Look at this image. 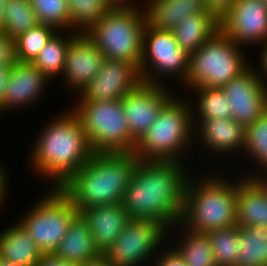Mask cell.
Masks as SVG:
<instances>
[{"instance_id": "8", "label": "cell", "mask_w": 267, "mask_h": 266, "mask_svg": "<svg viewBox=\"0 0 267 266\" xmlns=\"http://www.w3.org/2000/svg\"><path fill=\"white\" fill-rule=\"evenodd\" d=\"M241 50V45L219 30L190 55L186 87L222 88L250 66Z\"/></svg>"}, {"instance_id": "41", "label": "cell", "mask_w": 267, "mask_h": 266, "mask_svg": "<svg viewBox=\"0 0 267 266\" xmlns=\"http://www.w3.org/2000/svg\"><path fill=\"white\" fill-rule=\"evenodd\" d=\"M264 47L262 48L263 50H262V55H261V61H260V63L259 64H261L260 66V69L262 70H258L256 73H257V75H258V77L262 80V82H263V84H266V86H267V82H265V79L264 78H267V42L266 43H264V44H262ZM261 74V75H260ZM262 74H264V75H266V76H264L263 75V77H261L262 76Z\"/></svg>"}, {"instance_id": "38", "label": "cell", "mask_w": 267, "mask_h": 266, "mask_svg": "<svg viewBox=\"0 0 267 266\" xmlns=\"http://www.w3.org/2000/svg\"><path fill=\"white\" fill-rule=\"evenodd\" d=\"M34 266H77V264L57 258L53 254H43L42 258Z\"/></svg>"}, {"instance_id": "13", "label": "cell", "mask_w": 267, "mask_h": 266, "mask_svg": "<svg viewBox=\"0 0 267 266\" xmlns=\"http://www.w3.org/2000/svg\"><path fill=\"white\" fill-rule=\"evenodd\" d=\"M256 71L248 67L222 87L229 99L231 118L244 127L267 111V86Z\"/></svg>"}, {"instance_id": "21", "label": "cell", "mask_w": 267, "mask_h": 266, "mask_svg": "<svg viewBox=\"0 0 267 266\" xmlns=\"http://www.w3.org/2000/svg\"><path fill=\"white\" fill-rule=\"evenodd\" d=\"M52 254L78 265L96 259L102 253L97 248L87 223L78 215Z\"/></svg>"}, {"instance_id": "28", "label": "cell", "mask_w": 267, "mask_h": 266, "mask_svg": "<svg viewBox=\"0 0 267 266\" xmlns=\"http://www.w3.org/2000/svg\"><path fill=\"white\" fill-rule=\"evenodd\" d=\"M212 243L216 266H236L239 260L241 242L238 226L212 230L206 233Z\"/></svg>"}, {"instance_id": "44", "label": "cell", "mask_w": 267, "mask_h": 266, "mask_svg": "<svg viewBox=\"0 0 267 266\" xmlns=\"http://www.w3.org/2000/svg\"><path fill=\"white\" fill-rule=\"evenodd\" d=\"M5 4H6V0H0V32H2V29H3Z\"/></svg>"}, {"instance_id": "37", "label": "cell", "mask_w": 267, "mask_h": 266, "mask_svg": "<svg viewBox=\"0 0 267 266\" xmlns=\"http://www.w3.org/2000/svg\"><path fill=\"white\" fill-rule=\"evenodd\" d=\"M205 8L220 19L235 0H203Z\"/></svg>"}, {"instance_id": "14", "label": "cell", "mask_w": 267, "mask_h": 266, "mask_svg": "<svg viewBox=\"0 0 267 266\" xmlns=\"http://www.w3.org/2000/svg\"><path fill=\"white\" fill-rule=\"evenodd\" d=\"M219 24L224 34L243 47L267 42V6L260 0H235Z\"/></svg>"}, {"instance_id": "18", "label": "cell", "mask_w": 267, "mask_h": 266, "mask_svg": "<svg viewBox=\"0 0 267 266\" xmlns=\"http://www.w3.org/2000/svg\"><path fill=\"white\" fill-rule=\"evenodd\" d=\"M79 215L87 223L102 254L115 242L130 220L122 203L84 208Z\"/></svg>"}, {"instance_id": "25", "label": "cell", "mask_w": 267, "mask_h": 266, "mask_svg": "<svg viewBox=\"0 0 267 266\" xmlns=\"http://www.w3.org/2000/svg\"><path fill=\"white\" fill-rule=\"evenodd\" d=\"M241 245L236 266H267V226H238Z\"/></svg>"}, {"instance_id": "3", "label": "cell", "mask_w": 267, "mask_h": 266, "mask_svg": "<svg viewBox=\"0 0 267 266\" xmlns=\"http://www.w3.org/2000/svg\"><path fill=\"white\" fill-rule=\"evenodd\" d=\"M37 138L31 163L42 177L61 187L93 155L79 118L71 112L50 120Z\"/></svg>"}, {"instance_id": "36", "label": "cell", "mask_w": 267, "mask_h": 266, "mask_svg": "<svg viewBox=\"0 0 267 266\" xmlns=\"http://www.w3.org/2000/svg\"><path fill=\"white\" fill-rule=\"evenodd\" d=\"M171 250V251H170ZM165 251L162 255L160 254L156 263L154 262V266H187L183 256L179 253V251L174 247Z\"/></svg>"}, {"instance_id": "5", "label": "cell", "mask_w": 267, "mask_h": 266, "mask_svg": "<svg viewBox=\"0 0 267 266\" xmlns=\"http://www.w3.org/2000/svg\"><path fill=\"white\" fill-rule=\"evenodd\" d=\"M182 100L174 96L136 142L133 154L140 161H181L182 149L193 139V121L197 123L191 105Z\"/></svg>"}, {"instance_id": "17", "label": "cell", "mask_w": 267, "mask_h": 266, "mask_svg": "<svg viewBox=\"0 0 267 266\" xmlns=\"http://www.w3.org/2000/svg\"><path fill=\"white\" fill-rule=\"evenodd\" d=\"M50 80L32 63L16 62L10 67L7 84L3 94L2 113L10 108L33 104L45 90ZM40 95V96H39Z\"/></svg>"}, {"instance_id": "40", "label": "cell", "mask_w": 267, "mask_h": 266, "mask_svg": "<svg viewBox=\"0 0 267 266\" xmlns=\"http://www.w3.org/2000/svg\"><path fill=\"white\" fill-rule=\"evenodd\" d=\"M10 67L0 66V114H2V100L4 90L7 84Z\"/></svg>"}, {"instance_id": "15", "label": "cell", "mask_w": 267, "mask_h": 266, "mask_svg": "<svg viewBox=\"0 0 267 266\" xmlns=\"http://www.w3.org/2000/svg\"><path fill=\"white\" fill-rule=\"evenodd\" d=\"M165 86L142 82L122 99L127 127L137 142L150 129L162 108L173 98Z\"/></svg>"}, {"instance_id": "30", "label": "cell", "mask_w": 267, "mask_h": 266, "mask_svg": "<svg viewBox=\"0 0 267 266\" xmlns=\"http://www.w3.org/2000/svg\"><path fill=\"white\" fill-rule=\"evenodd\" d=\"M60 30L47 24H37L15 39L16 60L32 62L46 43Z\"/></svg>"}, {"instance_id": "43", "label": "cell", "mask_w": 267, "mask_h": 266, "mask_svg": "<svg viewBox=\"0 0 267 266\" xmlns=\"http://www.w3.org/2000/svg\"><path fill=\"white\" fill-rule=\"evenodd\" d=\"M2 165H0V207L2 206V202L4 203V192L6 191V184H7V175L5 172L4 167H1Z\"/></svg>"}, {"instance_id": "42", "label": "cell", "mask_w": 267, "mask_h": 266, "mask_svg": "<svg viewBox=\"0 0 267 266\" xmlns=\"http://www.w3.org/2000/svg\"><path fill=\"white\" fill-rule=\"evenodd\" d=\"M77 266H112L108 258L101 254L96 259H92L90 261H85L84 263H80Z\"/></svg>"}, {"instance_id": "22", "label": "cell", "mask_w": 267, "mask_h": 266, "mask_svg": "<svg viewBox=\"0 0 267 266\" xmlns=\"http://www.w3.org/2000/svg\"><path fill=\"white\" fill-rule=\"evenodd\" d=\"M199 124L200 138L213 152L227 154L238 148L242 150L245 127L233 118L200 120Z\"/></svg>"}, {"instance_id": "16", "label": "cell", "mask_w": 267, "mask_h": 266, "mask_svg": "<svg viewBox=\"0 0 267 266\" xmlns=\"http://www.w3.org/2000/svg\"><path fill=\"white\" fill-rule=\"evenodd\" d=\"M104 59L100 49L86 33L75 31L74 35H70L65 67L61 75H65L63 77L69 87L81 92L100 71Z\"/></svg>"}, {"instance_id": "31", "label": "cell", "mask_w": 267, "mask_h": 266, "mask_svg": "<svg viewBox=\"0 0 267 266\" xmlns=\"http://www.w3.org/2000/svg\"><path fill=\"white\" fill-rule=\"evenodd\" d=\"M67 3L73 32L75 27L76 32L86 33L111 9L106 0H67Z\"/></svg>"}, {"instance_id": "9", "label": "cell", "mask_w": 267, "mask_h": 266, "mask_svg": "<svg viewBox=\"0 0 267 266\" xmlns=\"http://www.w3.org/2000/svg\"><path fill=\"white\" fill-rule=\"evenodd\" d=\"M41 198L18 222L43 254H52L79 212L59 188Z\"/></svg>"}, {"instance_id": "27", "label": "cell", "mask_w": 267, "mask_h": 266, "mask_svg": "<svg viewBox=\"0 0 267 266\" xmlns=\"http://www.w3.org/2000/svg\"><path fill=\"white\" fill-rule=\"evenodd\" d=\"M2 33L16 39L38 24L30 0H6Z\"/></svg>"}, {"instance_id": "34", "label": "cell", "mask_w": 267, "mask_h": 266, "mask_svg": "<svg viewBox=\"0 0 267 266\" xmlns=\"http://www.w3.org/2000/svg\"><path fill=\"white\" fill-rule=\"evenodd\" d=\"M39 24L58 29L70 28V14L67 0H30Z\"/></svg>"}, {"instance_id": "24", "label": "cell", "mask_w": 267, "mask_h": 266, "mask_svg": "<svg viewBox=\"0 0 267 266\" xmlns=\"http://www.w3.org/2000/svg\"><path fill=\"white\" fill-rule=\"evenodd\" d=\"M220 30L219 19L212 13L187 16L173 30L179 47L189 56Z\"/></svg>"}, {"instance_id": "45", "label": "cell", "mask_w": 267, "mask_h": 266, "mask_svg": "<svg viewBox=\"0 0 267 266\" xmlns=\"http://www.w3.org/2000/svg\"><path fill=\"white\" fill-rule=\"evenodd\" d=\"M0 266H16V265L11 261L0 258Z\"/></svg>"}, {"instance_id": "20", "label": "cell", "mask_w": 267, "mask_h": 266, "mask_svg": "<svg viewBox=\"0 0 267 266\" xmlns=\"http://www.w3.org/2000/svg\"><path fill=\"white\" fill-rule=\"evenodd\" d=\"M145 9L147 24L156 30H173L184 18L211 13L203 0H150Z\"/></svg>"}, {"instance_id": "7", "label": "cell", "mask_w": 267, "mask_h": 266, "mask_svg": "<svg viewBox=\"0 0 267 266\" xmlns=\"http://www.w3.org/2000/svg\"><path fill=\"white\" fill-rule=\"evenodd\" d=\"M73 113L79 118L93 153H133L136 141L127 127L121 100H79Z\"/></svg>"}, {"instance_id": "10", "label": "cell", "mask_w": 267, "mask_h": 266, "mask_svg": "<svg viewBox=\"0 0 267 266\" xmlns=\"http://www.w3.org/2000/svg\"><path fill=\"white\" fill-rule=\"evenodd\" d=\"M189 62L190 56L179 47L172 30H156L146 24L139 64L144 83L162 85L160 80L170 74V77L174 75L181 77V82L185 84L189 73ZM149 68L155 70L152 71ZM155 73L159 77L154 76Z\"/></svg>"}, {"instance_id": "4", "label": "cell", "mask_w": 267, "mask_h": 266, "mask_svg": "<svg viewBox=\"0 0 267 266\" xmlns=\"http://www.w3.org/2000/svg\"><path fill=\"white\" fill-rule=\"evenodd\" d=\"M219 177L199 179L200 182L189 178L176 227L181 224L180 229L185 227L196 233H207L236 226L238 183L231 184Z\"/></svg>"}, {"instance_id": "33", "label": "cell", "mask_w": 267, "mask_h": 266, "mask_svg": "<svg viewBox=\"0 0 267 266\" xmlns=\"http://www.w3.org/2000/svg\"><path fill=\"white\" fill-rule=\"evenodd\" d=\"M243 150L256 159L267 175V111L245 127Z\"/></svg>"}, {"instance_id": "19", "label": "cell", "mask_w": 267, "mask_h": 266, "mask_svg": "<svg viewBox=\"0 0 267 266\" xmlns=\"http://www.w3.org/2000/svg\"><path fill=\"white\" fill-rule=\"evenodd\" d=\"M238 181L236 225L267 226V182L260 173Z\"/></svg>"}, {"instance_id": "11", "label": "cell", "mask_w": 267, "mask_h": 266, "mask_svg": "<svg viewBox=\"0 0 267 266\" xmlns=\"http://www.w3.org/2000/svg\"><path fill=\"white\" fill-rule=\"evenodd\" d=\"M167 232L168 227L161 222L130 219L103 254L112 266H139L163 243L162 239Z\"/></svg>"}, {"instance_id": "1", "label": "cell", "mask_w": 267, "mask_h": 266, "mask_svg": "<svg viewBox=\"0 0 267 266\" xmlns=\"http://www.w3.org/2000/svg\"><path fill=\"white\" fill-rule=\"evenodd\" d=\"M181 162H138L122 202L130 219L155 220L175 228L180 221L190 178Z\"/></svg>"}, {"instance_id": "23", "label": "cell", "mask_w": 267, "mask_h": 266, "mask_svg": "<svg viewBox=\"0 0 267 266\" xmlns=\"http://www.w3.org/2000/svg\"><path fill=\"white\" fill-rule=\"evenodd\" d=\"M42 256V251L19 222L0 233V258L16 266H34Z\"/></svg>"}, {"instance_id": "12", "label": "cell", "mask_w": 267, "mask_h": 266, "mask_svg": "<svg viewBox=\"0 0 267 266\" xmlns=\"http://www.w3.org/2000/svg\"><path fill=\"white\" fill-rule=\"evenodd\" d=\"M139 67L128 61L105 58L94 79L81 90V101L121 100L142 83Z\"/></svg>"}, {"instance_id": "46", "label": "cell", "mask_w": 267, "mask_h": 266, "mask_svg": "<svg viewBox=\"0 0 267 266\" xmlns=\"http://www.w3.org/2000/svg\"><path fill=\"white\" fill-rule=\"evenodd\" d=\"M265 6H267V0H260Z\"/></svg>"}, {"instance_id": "35", "label": "cell", "mask_w": 267, "mask_h": 266, "mask_svg": "<svg viewBox=\"0 0 267 266\" xmlns=\"http://www.w3.org/2000/svg\"><path fill=\"white\" fill-rule=\"evenodd\" d=\"M16 62L15 39L0 32V66L11 67Z\"/></svg>"}, {"instance_id": "26", "label": "cell", "mask_w": 267, "mask_h": 266, "mask_svg": "<svg viewBox=\"0 0 267 266\" xmlns=\"http://www.w3.org/2000/svg\"><path fill=\"white\" fill-rule=\"evenodd\" d=\"M69 43L70 35L65 38L57 32L31 63L51 80L64 71Z\"/></svg>"}, {"instance_id": "2", "label": "cell", "mask_w": 267, "mask_h": 266, "mask_svg": "<svg viewBox=\"0 0 267 266\" xmlns=\"http://www.w3.org/2000/svg\"><path fill=\"white\" fill-rule=\"evenodd\" d=\"M139 161L133 153H93L59 189L78 212L84 208L122 203Z\"/></svg>"}, {"instance_id": "29", "label": "cell", "mask_w": 267, "mask_h": 266, "mask_svg": "<svg viewBox=\"0 0 267 266\" xmlns=\"http://www.w3.org/2000/svg\"><path fill=\"white\" fill-rule=\"evenodd\" d=\"M181 246L177 250L183 256L187 266H216L212 243L206 233H196L185 228Z\"/></svg>"}, {"instance_id": "39", "label": "cell", "mask_w": 267, "mask_h": 266, "mask_svg": "<svg viewBox=\"0 0 267 266\" xmlns=\"http://www.w3.org/2000/svg\"><path fill=\"white\" fill-rule=\"evenodd\" d=\"M106 3L111 9H140L139 5H135L131 0H106Z\"/></svg>"}, {"instance_id": "6", "label": "cell", "mask_w": 267, "mask_h": 266, "mask_svg": "<svg viewBox=\"0 0 267 266\" xmlns=\"http://www.w3.org/2000/svg\"><path fill=\"white\" fill-rule=\"evenodd\" d=\"M146 24L143 9H110L86 34L105 58L139 67Z\"/></svg>"}, {"instance_id": "32", "label": "cell", "mask_w": 267, "mask_h": 266, "mask_svg": "<svg viewBox=\"0 0 267 266\" xmlns=\"http://www.w3.org/2000/svg\"><path fill=\"white\" fill-rule=\"evenodd\" d=\"M194 89L199 93L196 111L201 120L231 118L229 99L222 88L200 87L193 88V91Z\"/></svg>"}, {"instance_id": "47", "label": "cell", "mask_w": 267, "mask_h": 266, "mask_svg": "<svg viewBox=\"0 0 267 266\" xmlns=\"http://www.w3.org/2000/svg\"><path fill=\"white\" fill-rule=\"evenodd\" d=\"M262 178L267 182V175H265L264 177L262 176Z\"/></svg>"}]
</instances>
